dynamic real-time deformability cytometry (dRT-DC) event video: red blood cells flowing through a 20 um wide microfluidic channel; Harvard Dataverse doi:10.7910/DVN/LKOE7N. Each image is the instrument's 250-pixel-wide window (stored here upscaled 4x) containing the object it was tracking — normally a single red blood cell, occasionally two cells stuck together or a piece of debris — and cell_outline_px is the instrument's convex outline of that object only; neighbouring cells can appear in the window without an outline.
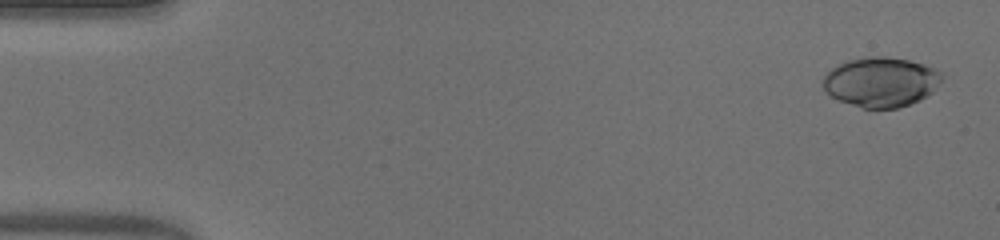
{"species": "human", "species_latin": "Homo sapiens", "temperature_condition": "warm", "stored_images_in_passage": 52, "camera_frame_rate_fps": 3000, "um_per_image_px": 0.085, "donor": {"sex": "male"}, "frame": {"image": 1, "passage_image": 2, "time_ms": 0.333, "image_size_px": [1000, 240], "cell_outline_px": [[944, 76], [932, 92], [928, 96], [920, 100], [896, 108], [864, 108], [836, 100], [820, 84], [820, 80], [836, 64], [848, 60], [868, 56], [888, 56], [908, 60], [924, 64], [936, 68]], "centroid_in_image_um": [74.86, 6.95], "position_along_channel_um": 10.1, "area_um2": 34.74}}
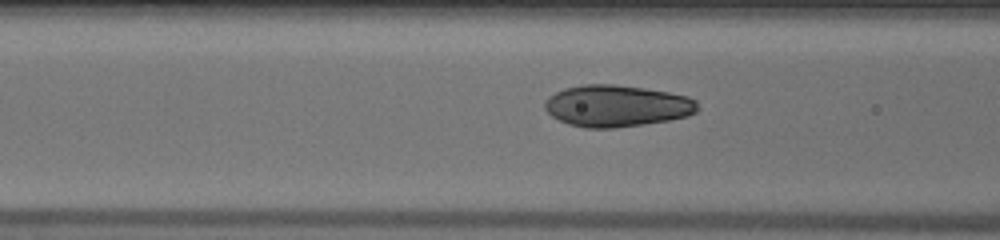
{"frame": {"image": 2, "passage_image": 21, "time_ms": 6.667, "image_size_px": [1000, 240], "cell_outline_px": [[700, 108], [696, 112], [688, 116], [668, 120], [644, 124], [616, 128], [584, 128], [568, 124], [552, 116], [544, 108], [544, 100], [548, 96], [564, 88], [584, 84], [612, 84], [644, 88], [668, 92], [688, 96], [696, 100]], "centroid_in_image_um": [52.42, 9.0], "position_along_channel_um": 114.2, "area_um2": 37.34}}
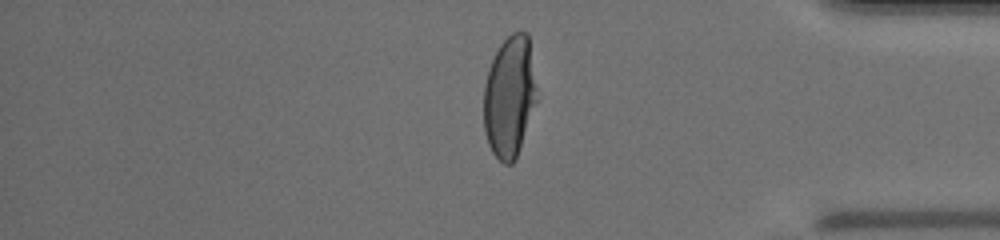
{"frame": {"image": 3, "passage_image": 44, "time_ms": 14.333, "image_size_px": [1000, 240], "cell_outline_px": [[536, 100], [516, 160], [512, 164], [504, 164], [492, 152], [488, 144], [484, 132], [484, 84], [488, 68], [500, 44], [512, 32], [528, 32], [536, 88]], "centroid_in_image_um": [43.29, 8.22], "position_along_channel_um": 391.9, "area_um2": 37.4}, "authors_computed_cell_mechanics": {"area_um2": 37.0787, "velocity_mm_per_s": 3.9201, "shape_relaxation_time_tau1_ms": 4.8845, "shape_relaxation_time_tau2_ms": null, "deformation_change_tau1": 0.246, "deformation_change_tau2": null}}